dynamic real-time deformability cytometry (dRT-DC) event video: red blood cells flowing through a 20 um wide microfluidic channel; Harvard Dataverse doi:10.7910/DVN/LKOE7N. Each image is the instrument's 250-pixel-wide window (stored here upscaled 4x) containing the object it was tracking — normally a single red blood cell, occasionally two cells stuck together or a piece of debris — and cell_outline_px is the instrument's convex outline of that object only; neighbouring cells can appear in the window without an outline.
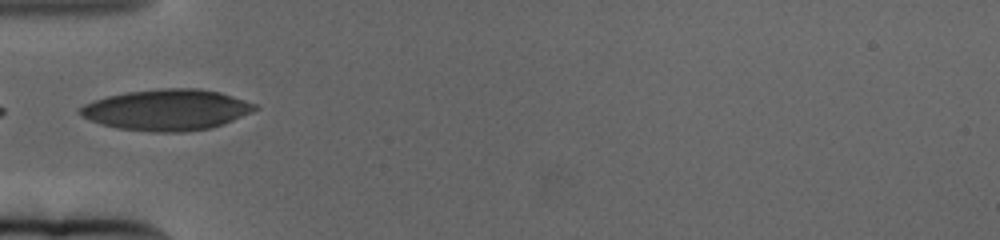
{"species": "human", "species_latin": "Homo sapiens", "temperature_condition": "cold", "stored_images_in_passage": 44, "camera_frame_rate_fps": 3000, "um_per_image_px": 0.085, "donor": {"sex": "female"}, "frame": {"image": 1, "passage_image": 1, "time_ms": 0.0, "image_size_px": [1000, 240], "cell_outline_px": [[260, 108], [252, 112], [224, 124], [212, 128], [184, 132], [152, 132], [116, 128], [100, 124], [80, 116], [76, 112], [84, 104], [108, 96], [128, 92], [160, 88], [200, 88], [220, 92], [256, 104]], "centroid_in_image_um": [14.18, 9.34], "position_along_channel_um": 70.8, "area_um2": 42.02}}
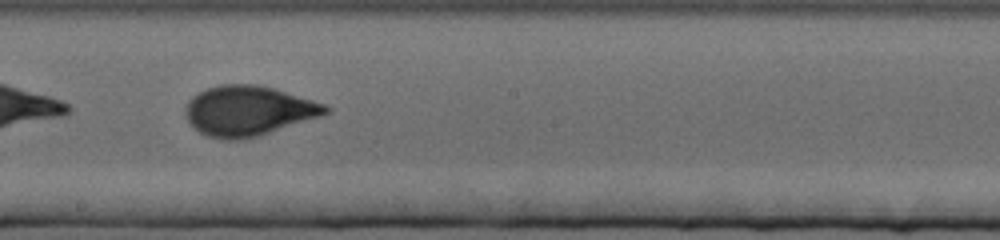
{"frame": {"image": 2, "passage_image": 16, "time_ms": 5.0, "image_size_px": [1000, 240], "cell_outline_px": [[332, 108], [328, 112], [320, 116], [256, 136], [240, 140], [224, 140], [208, 136], [200, 132], [188, 120], [184, 112], [188, 100], [192, 96], [208, 88], [220, 84], [256, 84], [272, 88], [312, 100], [324, 104]], "centroid_in_image_um": [21.08, 9.41], "position_along_channel_um": 227.1, "area_um2": 40.23}}
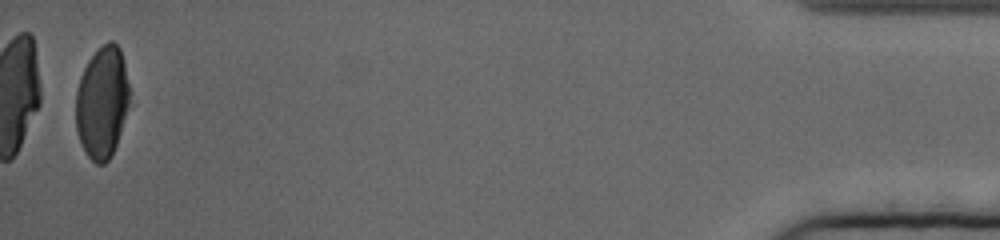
{"frame": {"image": 3, "passage_image": 43, "time_ms": 14.0, "image_size_px": [1000, 240], "cell_outline_px": [[128, 104], [120, 132], [116, 144], [108, 160], [104, 164], [96, 164], [88, 156], [80, 140], [76, 128], [76, 92], [80, 76], [88, 60], [108, 40], [112, 40], [120, 48], [124, 64], [128, 84]], "centroid_in_image_um": [8.66, 8.68], "position_along_channel_um": 426.5, "area_um2": 34.39}, "authors_computed_cell_mechanics": {"area_um2": 39.304, "velocity_mm_per_s": 3.1223, "shape_relaxation_time_tau1_ms": 4.7178, "shape_relaxation_time_tau2_ms": null, "deformation_change_tau1": 0.1652, "deformation_change_tau2": null}}